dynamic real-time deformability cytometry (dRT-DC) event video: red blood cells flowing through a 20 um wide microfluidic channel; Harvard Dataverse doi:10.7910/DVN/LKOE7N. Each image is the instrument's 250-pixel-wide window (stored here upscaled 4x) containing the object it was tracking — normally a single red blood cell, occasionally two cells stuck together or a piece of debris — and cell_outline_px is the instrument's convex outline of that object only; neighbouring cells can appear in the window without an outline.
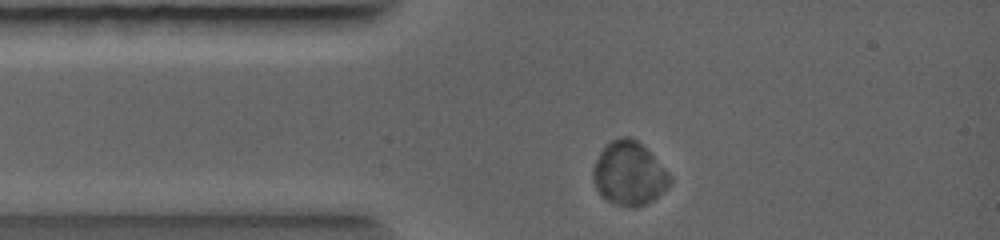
{"species": "common noctule bat (a hibernating species)", "species_latin": "Nyctalus noctula", "temperature_condition": "warm", "stored_images_in_passage": 27, "camera_frame_rate_fps": 5000, "um_per_image_px": 0.085, "animal": {"sex": "female", "body_mass_g": 19.0, "forearm_length_mm": 56.7}, "frame": {"image": 1, "passage_image": 2, "time_ms": 0.4, "image_size_px": [1000, 240], "cell_outline_px": [[672, 184], [668, 188], [652, 200], [636, 208], [632, 208], [616, 204], [608, 200], [596, 188], [592, 176], [592, 172], [596, 160], [600, 152], [612, 140], [620, 136], [628, 136], [636, 140], [672, 176]], "centroid_in_image_um": [53.48, 14.76], "position_along_channel_um": 31.5, "area_um2": 28.09}}
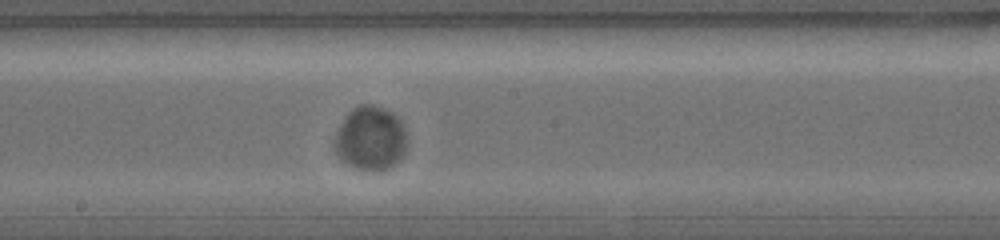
{"frame": {"image": 2, "passage_image": 12, "time_ms": 3.8, "image_size_px": [1000, 240], "cell_outline_px": [[404, 152], [400, 160], [388, 168], [356, 168], [348, 164], [336, 152], [336, 132], [340, 124], [348, 112], [352, 108], [360, 104], [372, 104], [396, 116], [400, 120], [404, 132]], "centroid_in_image_um": [31.47, 11.72], "position_along_channel_um": 216.7, "area_um2": 25.89}}
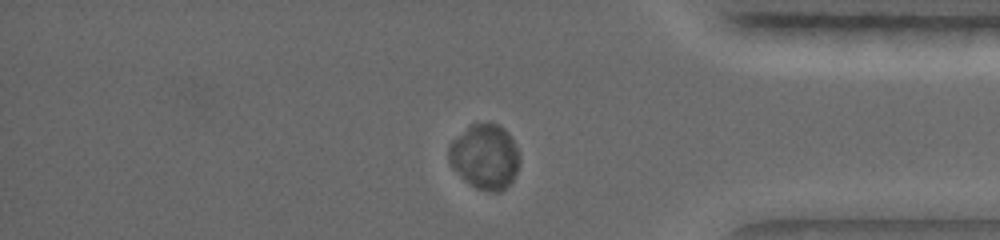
{"frame": {"image": 3, "passage_image": 22, "time_ms": 7.0, "image_size_px": [1000, 240], "cell_outline_px": [[520, 164], [512, 180], [500, 192], [492, 192], [476, 188], [460, 176], [452, 168], [448, 160], [448, 144], [452, 140], [472, 124], [488, 120], [504, 128], [508, 132], [520, 156]], "centroid_in_image_um": [41.2, 13.29], "position_along_channel_um": 394.0, "area_um2": 26.99}}